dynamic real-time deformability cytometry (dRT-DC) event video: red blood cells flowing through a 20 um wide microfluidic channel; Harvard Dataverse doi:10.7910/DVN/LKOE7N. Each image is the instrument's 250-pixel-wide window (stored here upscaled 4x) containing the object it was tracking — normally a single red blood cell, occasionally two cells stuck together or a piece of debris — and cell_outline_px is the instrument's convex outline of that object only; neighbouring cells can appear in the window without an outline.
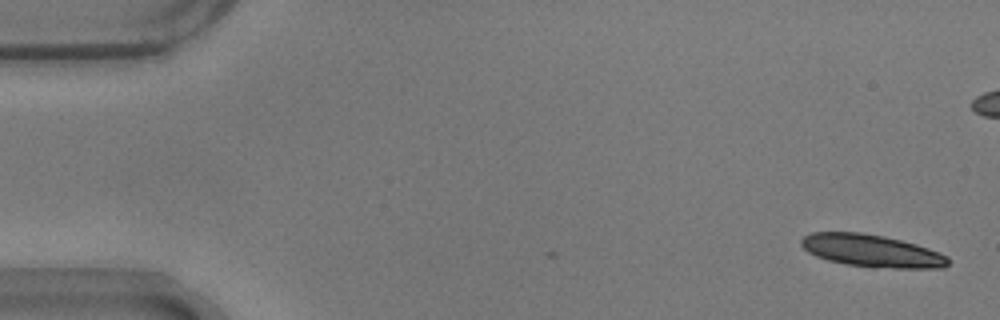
{"species": "common noctule bat (a hibernating species)", "species_latin": "Nyctalus noctula", "temperature_condition": "warm", "stored_images_in_passage": 3, "camera_frame_rate_fps": 3000, "um_per_image_px": 0.085, "animal": {"sex": "male", "body_mass_g": 17.9}, "frame": {"image": 1, "passage_image": 1, "time_ms": 0.0, "image_size_px": [1000, 320], "cell_outline_px": [[948, 264], [944, 268], [872, 268], [844, 264], [828, 260], [816, 256], [808, 252], [800, 244], [800, 240], [804, 236], [812, 232], [860, 232], [884, 236], [916, 244], [940, 252], [948, 256]], "centroid_in_image_um": [74.09, 21.32], "position_along_channel_um": 10.9, "area_um2": 27.98}}